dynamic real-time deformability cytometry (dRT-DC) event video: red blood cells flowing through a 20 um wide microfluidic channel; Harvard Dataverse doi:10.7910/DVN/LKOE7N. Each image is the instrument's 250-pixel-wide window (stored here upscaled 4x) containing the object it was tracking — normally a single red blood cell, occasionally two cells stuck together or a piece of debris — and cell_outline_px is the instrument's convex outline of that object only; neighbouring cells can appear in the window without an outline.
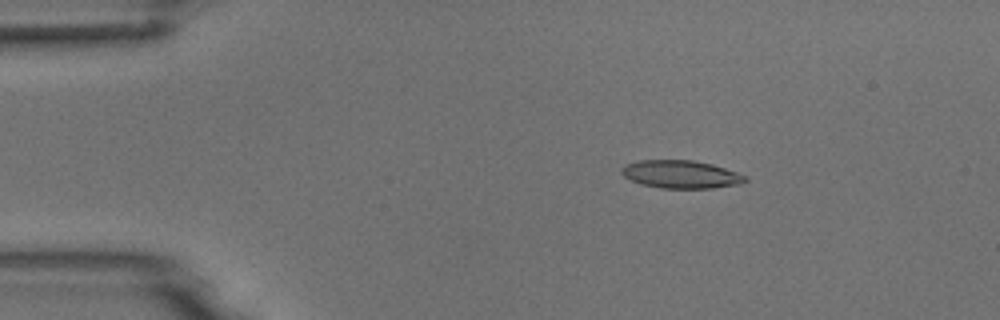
{"species": "common noctule bat (a hibernating species)", "species_latin": "Nyctalus noctula", "temperature_condition": "room temperature", "stored_images_in_passage": 3, "camera_frame_rate_fps": 3000, "um_per_image_px": 0.085, "animal": {"sex": "male", "body_mass_g": 18.8}, "frame": {"image": 1, "passage_image": 2, "time_ms": 2.333, "image_size_px": [1000, 320], "cell_outline_px": [[748, 180], [740, 184], [712, 188], [660, 188], [640, 184], [624, 176], [620, 172], [620, 168], [628, 164], [640, 160], [692, 160], [712, 164], [748, 176]], "centroid_in_image_um": [57.89, 14.82], "position_along_channel_um": 27.1, "area_um2": 20.11}}